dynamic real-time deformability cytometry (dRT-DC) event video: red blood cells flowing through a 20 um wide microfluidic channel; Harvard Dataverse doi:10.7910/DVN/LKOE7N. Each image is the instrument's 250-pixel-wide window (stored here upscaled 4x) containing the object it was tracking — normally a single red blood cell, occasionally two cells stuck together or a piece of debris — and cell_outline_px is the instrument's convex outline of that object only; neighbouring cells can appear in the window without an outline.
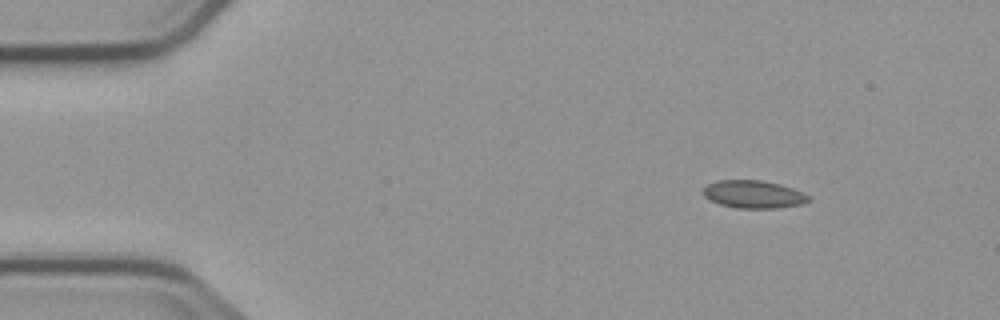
{"species": "common noctule bat (a hibernating species)", "species_latin": "Nyctalus noctula", "temperature_condition": "cold", "stored_images_in_passage": 4, "camera_frame_rate_fps": 3000, "um_per_image_px": 0.085, "animal": {"sex": "male", "body_mass_g": 23.1, "forearm_length_mm": 52.7}, "frame": {"image": 1, "passage_image": 1, "time_ms": 0.0, "image_size_px": [1000, 320], "cell_outline_px": [[812, 200], [804, 204], [780, 208], [736, 208], [720, 204], [704, 196], [704, 188], [708, 184], [716, 180], [760, 180], [780, 184], [804, 192], [812, 196]], "centroid_in_image_um": [64.13, 16.52], "position_along_channel_um": 20.9, "area_um2": 17.22}}